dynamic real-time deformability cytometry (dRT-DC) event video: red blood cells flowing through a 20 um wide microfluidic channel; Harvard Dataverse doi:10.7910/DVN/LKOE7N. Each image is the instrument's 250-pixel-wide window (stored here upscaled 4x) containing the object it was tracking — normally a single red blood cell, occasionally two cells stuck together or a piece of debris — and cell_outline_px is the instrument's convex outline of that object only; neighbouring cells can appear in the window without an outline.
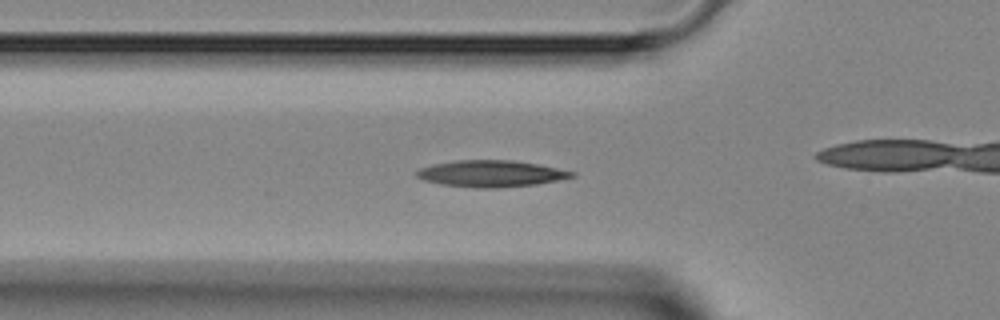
{"species": "Egyptian fruit bat (a non-hibernating species)", "species_latin": "Rousettus aegyptiacus", "temperature_condition": "room temperature", "stored_images_in_passage": 40, "camera_frame_rate_fps": 3000, "um_per_image_px": 0.085, "animal": {"sex": "female"}, "frame": {"image": 1, "passage_image": 8, "time_ms": 2.333, "image_size_px": [1000, 320], "cell_outline_px": [[576, 176], [536, 184], [496, 188], [480, 188], [440, 184], [424, 180], [416, 176], [416, 172], [420, 168], [432, 164], [456, 160], [512, 160], [536, 164], [576, 172]], "centroid_in_image_um": [41.71, 14.75], "position_along_channel_um": 84.1, "area_um2": 23.81}}
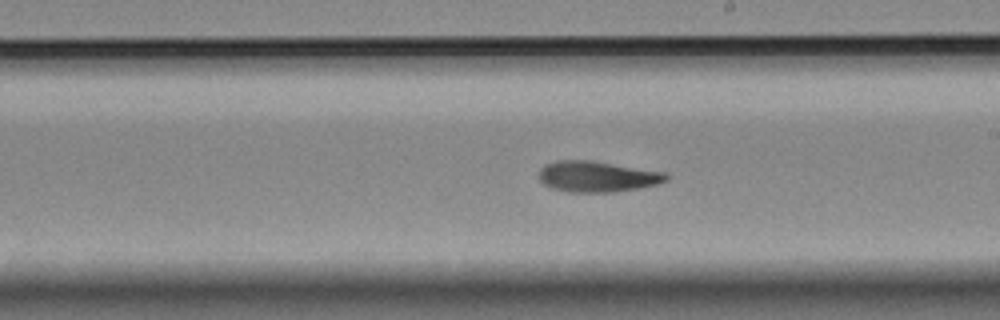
{"frame": {"image": 2, "passage_image": 19, "time_ms": 6.0, "image_size_px": [1000, 320], "cell_outline_px": [[668, 180], [656, 184], [640, 188], [616, 192], [568, 192], [552, 188], [544, 184], [540, 180], [540, 168], [544, 164], [556, 160], [588, 160], [664, 172], [668, 176]], "centroid_in_image_um": [50.74, 15.01], "position_along_channel_um": 238.3, "area_um2": 22.77}}
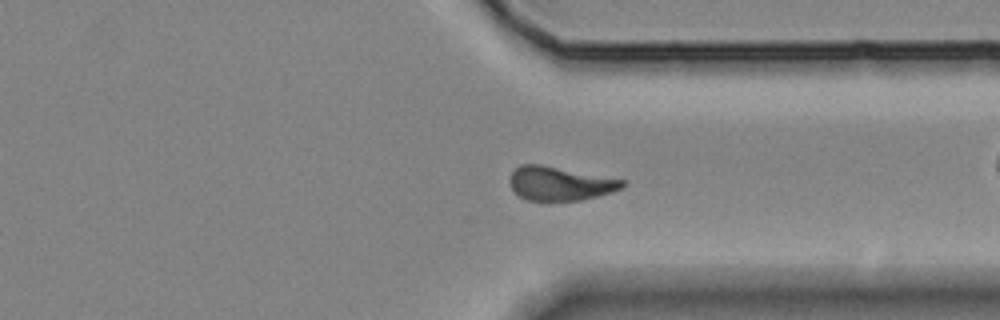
{"frame": {"image": 3, "passage_image": 28, "time_ms": 9.0, "image_size_px": [1000, 320], "cell_outline_px": [[628, 184], [624, 188], [612, 192], [580, 200], [528, 200], [520, 196], [512, 188], [508, 180], [512, 172], [520, 164], [540, 164], [624, 180]], "centroid_in_image_um": [47.6, 15.59], "position_along_channel_um": 363.8, "area_um2": 22.02}}